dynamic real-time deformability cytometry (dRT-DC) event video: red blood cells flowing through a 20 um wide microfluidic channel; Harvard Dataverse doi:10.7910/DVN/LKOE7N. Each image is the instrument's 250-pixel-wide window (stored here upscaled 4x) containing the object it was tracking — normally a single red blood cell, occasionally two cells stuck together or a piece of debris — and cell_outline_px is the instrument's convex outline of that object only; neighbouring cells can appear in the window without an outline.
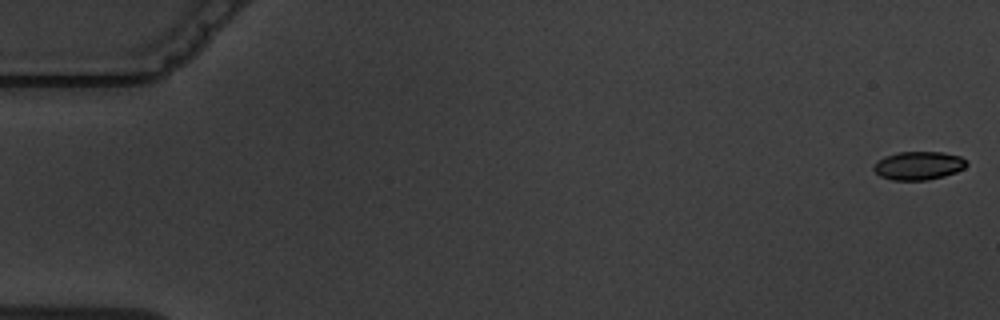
{"species": "common noctule bat (a hibernating species)", "species_latin": "Nyctalus noctula", "temperature_condition": "warm", "stored_images_in_passage": 6, "camera_frame_rate_fps": 3000, "um_per_image_px": 0.085, "animal": {"sex": "male", "body_mass_g": 19.5, "forearm_length_mm": 54.6}, "frame": {"image": 1, "passage_image": 1, "time_ms": 0.0, "image_size_px": [1000, 320], "cell_outline_px": [[968, 164], [964, 168], [956, 172], [944, 176], [928, 180], [892, 180], [880, 176], [872, 168], [884, 156], [896, 152], [944, 152], [960, 156], [968, 160]], "centroid_in_image_um": [78.11, 14.07], "position_along_channel_um": 6.9, "area_um2": 15.43}}
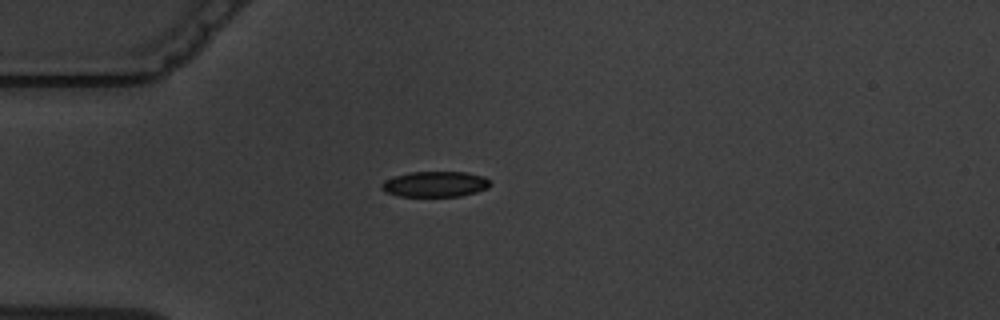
{"frame": {"image": 2, "passage_image": 5, "time_ms": 5.0, "image_size_px": [1000, 320], "cell_outline_px": [[492, 184], [488, 188], [476, 192], [460, 196], [400, 196], [388, 192], [380, 188], [380, 184], [384, 180], [408, 172], [468, 172], [484, 176]], "centroid_in_image_um": [37.01, 15.64], "position_along_channel_um": 48.0, "area_um2": 16.18}}